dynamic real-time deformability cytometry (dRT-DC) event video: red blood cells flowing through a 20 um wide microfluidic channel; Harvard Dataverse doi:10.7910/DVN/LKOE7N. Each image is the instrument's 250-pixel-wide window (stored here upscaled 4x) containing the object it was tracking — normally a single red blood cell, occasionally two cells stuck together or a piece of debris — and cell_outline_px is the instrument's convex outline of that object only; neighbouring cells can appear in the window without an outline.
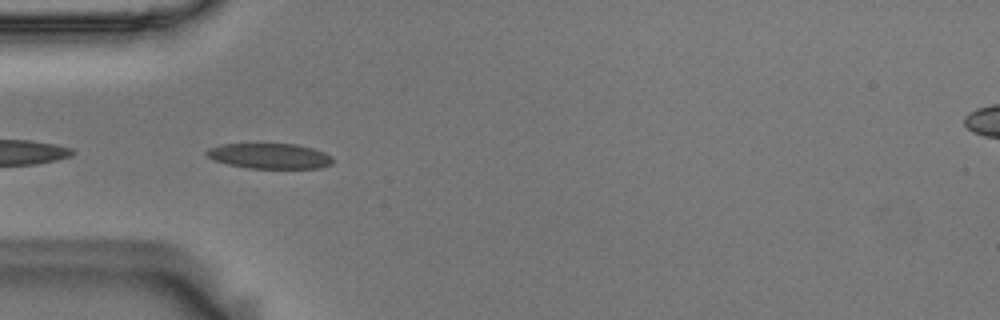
{"species": "Egyptian fruit bat (a non-hibernating species)", "species_latin": "Rousettus aegyptiacus", "temperature_condition": "room temperature", "stored_images_in_passage": 11, "camera_frame_rate_fps": 3000, "um_per_image_px": 0.085, "animal": {"sex": "male"}, "frame": {"image": 1, "passage_image": 2, "time_ms": 0.333, "image_size_px": [1000, 320], "cell_outline_px": [[332, 164], [320, 168], [248, 168], [228, 164], [204, 156], [204, 152], [208, 148], [220, 144], [296, 144], [312, 148], [324, 152], [332, 156]], "centroid_in_image_um": [22.89, 13.26], "position_along_channel_um": 62.1, "area_um2": 18.67}}